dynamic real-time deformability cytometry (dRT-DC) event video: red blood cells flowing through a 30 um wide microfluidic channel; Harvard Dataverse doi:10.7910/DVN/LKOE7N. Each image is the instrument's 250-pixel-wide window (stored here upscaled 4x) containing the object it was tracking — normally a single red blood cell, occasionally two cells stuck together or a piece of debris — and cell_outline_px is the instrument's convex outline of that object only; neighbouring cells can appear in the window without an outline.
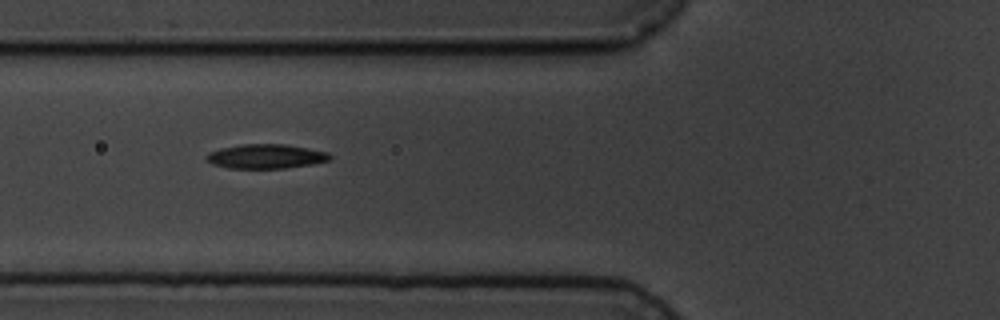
{"species": "common noctule bat (a hibernating species)", "species_latin": "Nyctalus noctula", "temperature_condition": "cold", "stored_images_in_passage": 11, "camera_frame_rate_fps": 3000, "um_per_image_px": 0.085, "animal": {"sex": "male", "body_mass_g": 19.5, "forearm_length_mm": 54.6}, "frame": {"image": 1, "passage_image": 2, "time_ms": 2.0, "image_size_px": [1000, 320], "cell_outline_px": [[332, 156], [328, 160], [312, 164], [284, 168], [228, 168], [212, 164], [204, 160], [204, 156], [208, 152], [220, 148], [240, 144], [284, 144], [308, 148], [328, 152]], "centroid_in_image_um": [22.53, 13.28], "position_along_channel_um": 103.3, "area_um2": 17.63}}
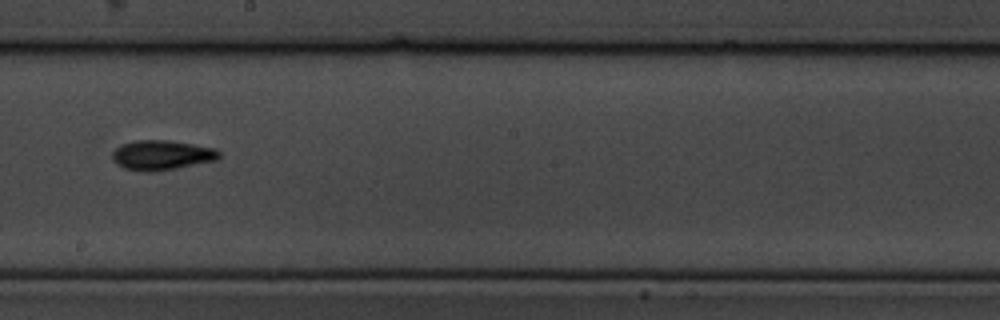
{"frame": {"image": 2, "passage_image": 5, "time_ms": 5.667, "image_size_px": [1000, 320], "cell_outline_px": [[220, 156], [216, 160], [176, 168], [152, 172], [144, 172], [124, 168], [116, 164], [112, 156], [112, 152], [120, 144], [136, 140], [168, 140], [216, 148], [220, 152]], "centroid_in_image_um": [13.73, 13.18], "position_along_channel_um": 234.5, "area_um2": 18.55}}
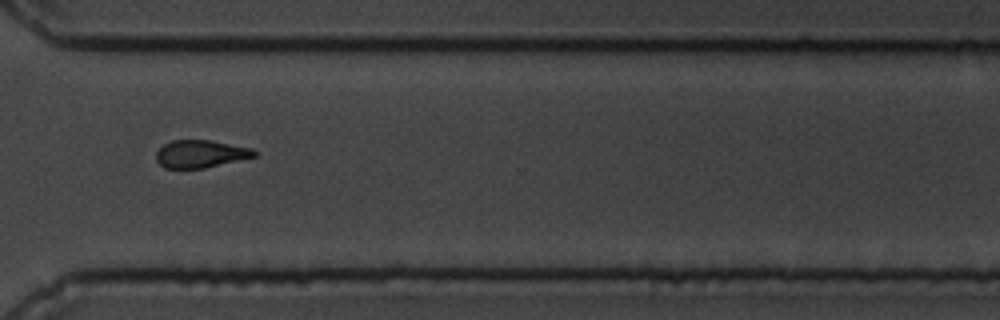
{"frame": {"image": 3, "passage_image": 8, "time_ms": 9.0, "image_size_px": [1000, 320], "cell_outline_px": [[256, 156], [204, 168], [164, 168], [156, 160], [156, 152], [164, 144], [172, 140], [212, 140], [252, 148], [256, 152]], "centroid_in_image_um": [17.03, 13.07], "position_along_channel_um": 353.6, "area_um2": 15.72}, "authors_computed_cell_mechanics": {"area_um2": 16.762, "velocity_mm_per_s": 3.5802, "shape_relaxation_time_tau1_ms": 3.4392, "shape_relaxation_time_tau2_ms": 11.1434, "deformation_change_tau1": 0.117, "deformation_change_tau2": 0.2005}}